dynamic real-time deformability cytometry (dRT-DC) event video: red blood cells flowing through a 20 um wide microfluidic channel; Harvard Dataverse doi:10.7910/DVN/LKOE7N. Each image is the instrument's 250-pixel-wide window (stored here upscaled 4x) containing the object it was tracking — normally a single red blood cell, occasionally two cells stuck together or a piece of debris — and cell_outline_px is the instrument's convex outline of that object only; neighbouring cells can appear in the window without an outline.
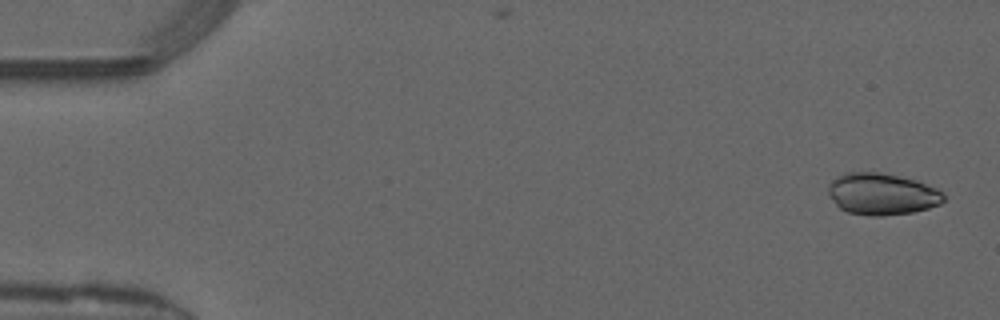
{"species": "common noctule bat (a hibernating species)", "species_latin": "Nyctalus noctula", "temperature_condition": "warm", "stored_images_in_passage": 50, "camera_frame_rate_fps": 3000, "um_per_image_px": 0.085, "animal": {"sex": "male", "forearm_length_mm": 52.5}, "frame": {"image": 1, "passage_image": 2, "time_ms": 0.333, "image_size_px": [1000, 320], "cell_outline_px": [[944, 200], [940, 204], [928, 208], [912, 212], [884, 216], [868, 216], [848, 212], [840, 208], [836, 204], [828, 192], [828, 184], [832, 180], [844, 172], [872, 168], [916, 180], [940, 188], [944, 192]], "centroid_in_image_um": [74.97, 16.43], "position_along_channel_um": 10.0, "area_um2": 29.07}}
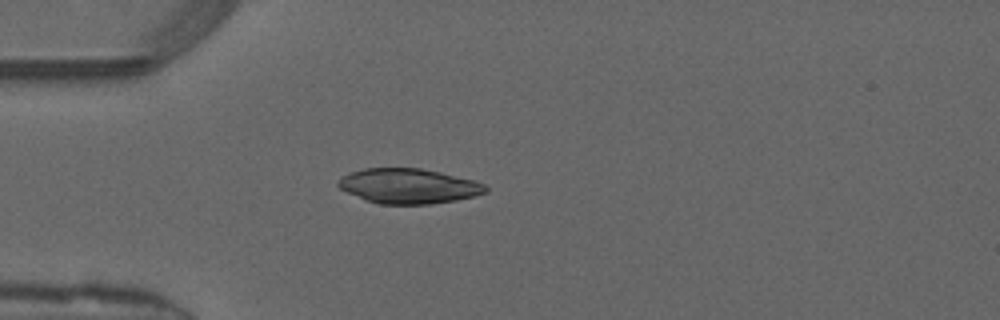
{"frame": {"image": 2, "passage_image": 14, "time_ms": 4.333, "image_size_px": [1000, 320], "cell_outline_px": [[488, 192], [456, 200], [432, 204], [380, 204], [364, 200], [340, 188], [336, 184], [344, 176], [352, 172], [364, 168], [420, 168], [440, 172], [472, 180], [484, 184], [488, 188]], "centroid_in_image_um": [34.73, 15.82], "position_along_channel_um": 50.3, "area_um2": 29.77}}
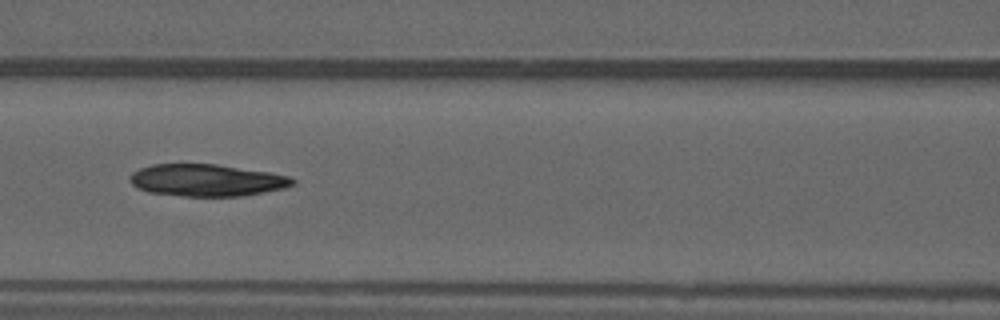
{"frame": {"image": 3, "passage_image": 22, "time_ms": 7.0, "image_size_px": [1000, 320], "cell_outline_px": [[296, 184], [284, 188], [264, 192], [240, 196], [184, 196], [148, 192], [132, 184], [128, 176], [132, 172], [140, 168], [152, 164], [216, 164], [272, 172], [288, 176], [296, 180]], "centroid_in_image_um": [17.59, 15.31], "position_along_channel_um": 149.0, "area_um2": 30.46}}